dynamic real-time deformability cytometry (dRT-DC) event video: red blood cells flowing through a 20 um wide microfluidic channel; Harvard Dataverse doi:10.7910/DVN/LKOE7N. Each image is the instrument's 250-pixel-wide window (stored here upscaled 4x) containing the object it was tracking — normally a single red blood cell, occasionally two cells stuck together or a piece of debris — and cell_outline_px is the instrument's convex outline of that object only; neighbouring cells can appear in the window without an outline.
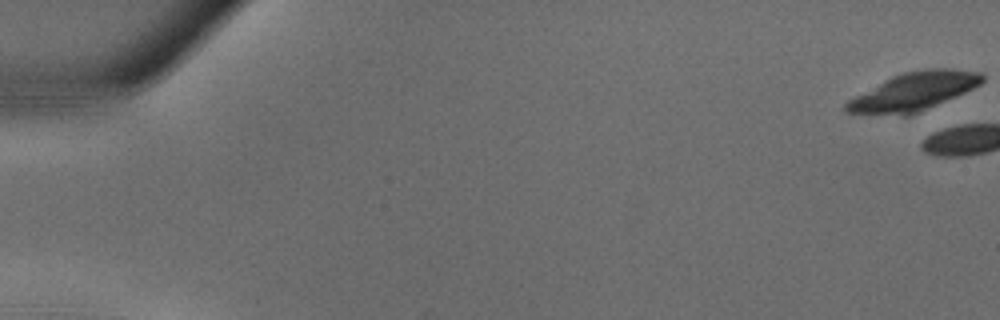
{"species": "common noctule bat (a hibernating species)", "species_latin": "Nyctalus noctula", "temperature_condition": "warm", "stored_images_in_passage": 3, "camera_frame_rate_fps": 3000, "um_per_image_px": 0.085, "animal": {"sex": "male", "body_mass_g": 18.8}, "frame": {"image": 1, "passage_image": 1, "time_ms": 0.0, "image_size_px": [1000, 320], "cell_outline_px": [[984, 80], [980, 84], [956, 96], [920, 112], [908, 116], [904, 116], [848, 112], [844, 108], [844, 104], [848, 100], [884, 80], [892, 76], [904, 72], [932, 68], [948, 68], [980, 72], [984, 76]], "centroid_in_image_um": [77.67, 7.78], "position_along_channel_um": 7.3, "area_um2": 29.94}}